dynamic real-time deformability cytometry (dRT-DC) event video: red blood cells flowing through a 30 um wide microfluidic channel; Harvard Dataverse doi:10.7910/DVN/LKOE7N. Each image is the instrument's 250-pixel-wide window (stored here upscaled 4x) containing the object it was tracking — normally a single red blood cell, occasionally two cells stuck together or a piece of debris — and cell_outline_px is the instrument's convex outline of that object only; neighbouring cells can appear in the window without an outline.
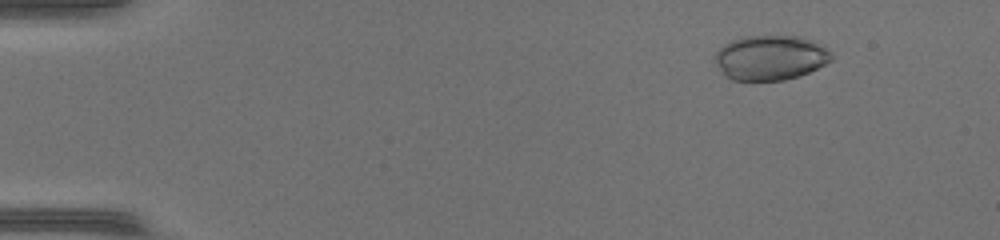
{"species": "common noctule bat (a hibernating species)", "species_latin": "Nyctalus noctula", "temperature_condition": "warm", "stored_images_in_passage": 48, "camera_frame_rate_fps": 3000, "um_per_image_px": 0.085, "animal": {"sex": "female", "body_mass_g": 17.0, "forearm_length_mm": 48.0}, "frame": {"image": 1, "passage_image": 6, "time_ms": 1.667, "image_size_px": [1000, 240], "cell_outline_px": [[832, 60], [800, 76], [784, 80], [732, 80], [724, 76], [716, 64], [716, 52], [724, 44], [732, 40], [744, 36], [804, 36], [816, 40], [832, 52]], "centroid_in_image_um": [65.51, 4.89], "position_along_channel_um": 19.5, "area_um2": 30.63}}
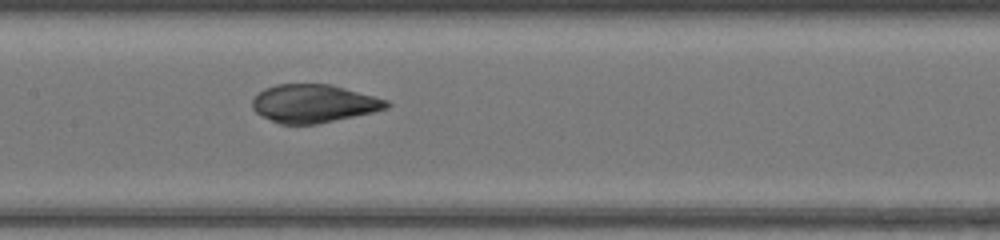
{"frame": {"image": 2, "passage_image": 25, "time_ms": 8.0, "image_size_px": [1000, 240], "cell_outline_px": [[392, 104], [388, 108], [372, 112], [316, 124], [280, 124], [256, 112], [252, 108], [252, 100], [264, 88], [276, 84], [332, 84], [388, 100]], "centroid_in_image_um": [26.68, 8.79], "position_along_channel_um": 180.7, "area_um2": 29.65}}
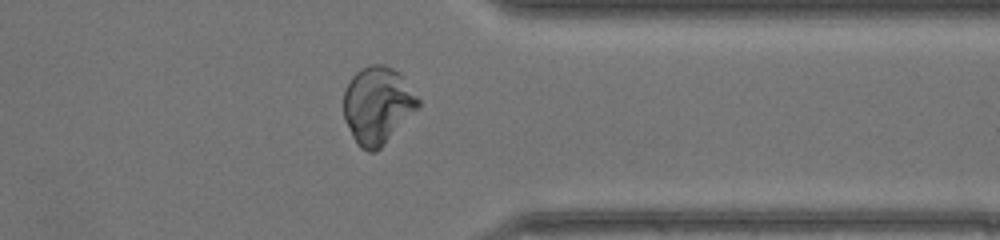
{"frame": {"image": 3, "passage_image": 39, "time_ms": 12.667, "image_size_px": [1000, 240], "cell_outline_px": [[420, 104], [384, 144], [376, 152], [368, 152], [360, 148], [356, 144], [344, 120], [344, 88], [352, 76], [360, 68], [368, 64], [384, 64], [400, 72], [420, 100]], "centroid_in_image_um": [32.05, 8.92], "position_along_channel_um": 379.3, "area_um2": 33.52}}